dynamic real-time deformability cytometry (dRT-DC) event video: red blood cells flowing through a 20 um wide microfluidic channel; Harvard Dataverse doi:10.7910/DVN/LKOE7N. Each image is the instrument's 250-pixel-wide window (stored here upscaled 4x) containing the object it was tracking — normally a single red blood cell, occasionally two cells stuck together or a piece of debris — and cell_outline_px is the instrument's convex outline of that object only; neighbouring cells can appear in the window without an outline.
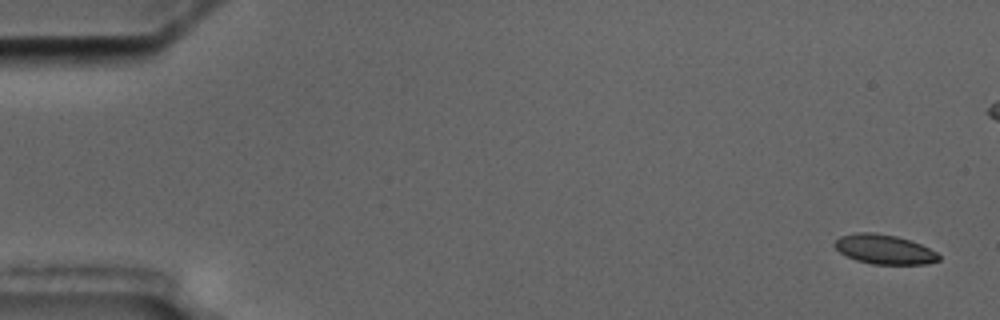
{"species": "common noctule bat (a hibernating species)", "species_latin": "Nyctalus noctula", "temperature_condition": "cold", "stored_images_in_passage": 7, "segment_of_instrument_passage": [1, 2], "camera_frame_rate_fps": 3000, "um_per_image_px": 0.085, "animal": {"sex": "male", "body_mass_g": 17.5, "forearm_length_mm": 52.3}, "frame": {"image": 1, "passage_image": 1, "time_ms": 0.0, "image_size_px": [1000, 320], "cell_outline_px": [[940, 260], [928, 264], [872, 264], [856, 260], [840, 252], [832, 244], [840, 236], [856, 232], [872, 232], [896, 236], [920, 244], [936, 252], [940, 256]], "centroid_in_image_um": [75.15, 21.19], "position_along_channel_um": 9.8, "area_um2": 17.8}}
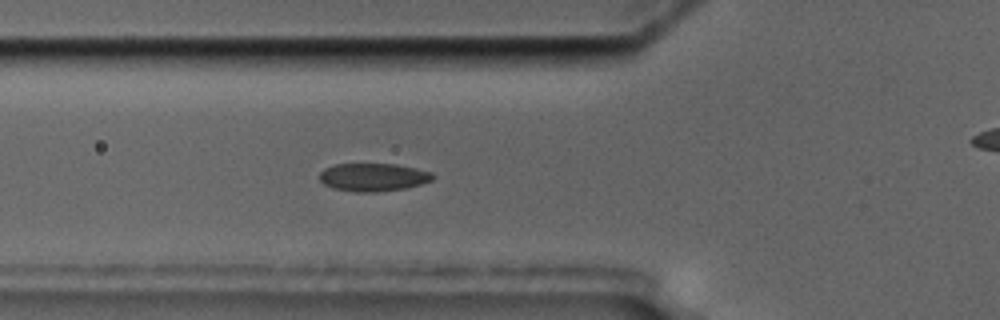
{"frame": {"image": 2, "passage_image": 6, "time_ms": 6.333, "image_size_px": [1000, 320], "cell_outline_px": [[436, 176], [432, 180], [420, 184], [404, 188], [376, 192], [356, 192], [332, 188], [324, 184], [320, 180], [320, 172], [324, 168], [332, 164], [396, 164], [416, 168], [432, 172]], "centroid_in_image_um": [31.71, 15.05], "position_along_channel_um": 94.1, "area_um2": 18.55}}